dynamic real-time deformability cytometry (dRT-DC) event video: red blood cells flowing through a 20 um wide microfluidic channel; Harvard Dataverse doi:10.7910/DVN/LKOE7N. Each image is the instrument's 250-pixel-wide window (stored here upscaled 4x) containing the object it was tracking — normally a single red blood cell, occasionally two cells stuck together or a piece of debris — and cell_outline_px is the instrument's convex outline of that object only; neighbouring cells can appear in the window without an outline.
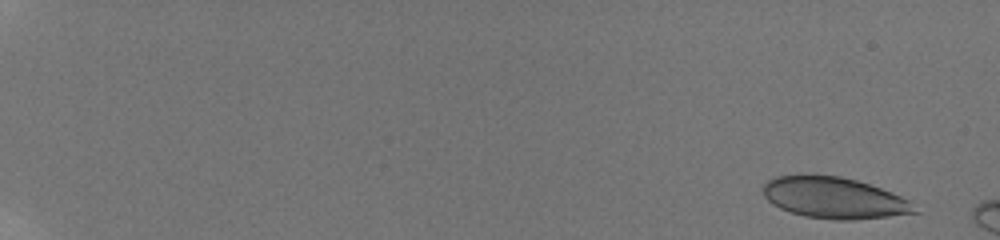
{"species": "human", "species_latin": "Homo sapiens", "temperature_condition": "room temperature", "stored_images_in_passage": 6, "camera_frame_rate_fps": 3000, "um_per_image_px": 0.085, "donor": {"sex": "male"}, "frame": {"image": 1, "passage_image": 2, "time_ms": 0.667, "image_size_px": [1000, 240], "cell_outline_px": [[920, 212], [856, 220], [836, 220], [804, 216], [780, 208], [772, 204], [764, 196], [764, 184], [768, 180], [776, 176], [800, 172], [808, 172], [840, 176], [856, 180], [892, 192], [908, 200]], "centroid_in_image_um": [70.85, 16.78], "position_along_channel_um": 14.2, "area_um2": 36.93}}